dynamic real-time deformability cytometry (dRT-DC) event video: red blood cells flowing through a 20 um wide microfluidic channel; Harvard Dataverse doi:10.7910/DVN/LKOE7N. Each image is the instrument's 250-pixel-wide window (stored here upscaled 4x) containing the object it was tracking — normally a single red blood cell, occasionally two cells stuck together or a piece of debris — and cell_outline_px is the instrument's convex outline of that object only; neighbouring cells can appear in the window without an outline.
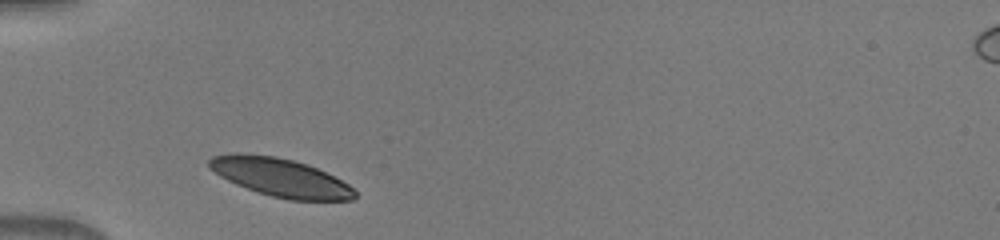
{"species": "human", "species_latin": "Homo sapiens", "temperature_condition": "warm", "stored_images_in_passage": 29, "camera_frame_rate_fps": 3000, "um_per_image_px": 0.085, "donor": {"sex": "male"}, "frame": {"image": 1, "passage_image": 1, "time_ms": 0.0, "image_size_px": [1000, 240], "cell_outline_px": [[356, 196], [352, 200], [288, 200], [272, 196], [236, 184], [220, 176], [208, 168], [208, 160], [212, 156], [232, 152], [240, 152], [276, 156], [308, 164], [348, 184], [356, 192]], "centroid_in_image_um": [23.79, 15.06], "position_along_channel_um": 61.2, "area_um2": 32.43}}
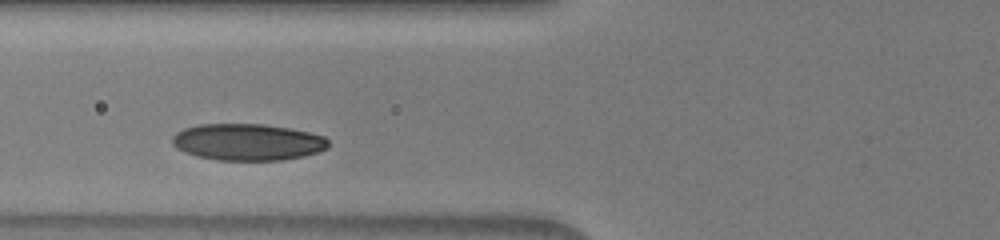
{"frame": {"image": 2, "passage_image": 5, "time_ms": 1.333, "image_size_px": [1000, 240], "cell_outline_px": [[328, 148], [304, 156], [284, 160], [220, 160], [196, 156], [184, 152], [176, 148], [172, 144], [172, 136], [176, 132], [184, 128], [200, 124], [264, 124], [288, 128], [308, 132], [324, 136], [328, 140]], "centroid_in_image_um": [21.02, 12.07], "position_along_channel_um": 104.8, "area_um2": 33.41}}
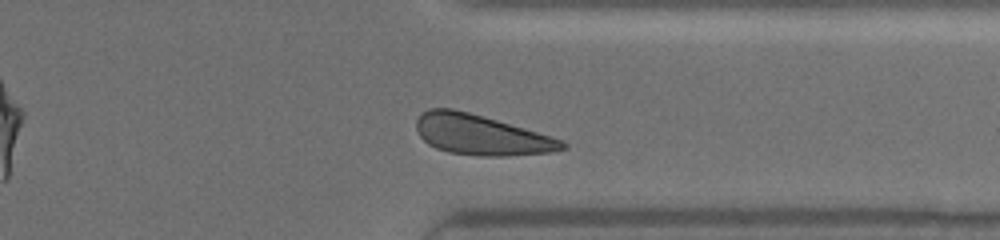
{"frame": {"image": 3, "passage_image": 25, "time_ms": 8.0, "image_size_px": [1000, 240], "cell_outline_px": [[568, 148], [552, 152], [504, 156], [480, 156], [448, 152], [436, 148], [428, 144], [420, 136], [416, 128], [416, 120], [428, 108], [452, 108], [468, 112], [552, 136], [564, 140], [568, 144]], "centroid_in_image_um": [40.91, 11.47], "position_along_channel_um": 370.5, "area_um2": 34.1}}